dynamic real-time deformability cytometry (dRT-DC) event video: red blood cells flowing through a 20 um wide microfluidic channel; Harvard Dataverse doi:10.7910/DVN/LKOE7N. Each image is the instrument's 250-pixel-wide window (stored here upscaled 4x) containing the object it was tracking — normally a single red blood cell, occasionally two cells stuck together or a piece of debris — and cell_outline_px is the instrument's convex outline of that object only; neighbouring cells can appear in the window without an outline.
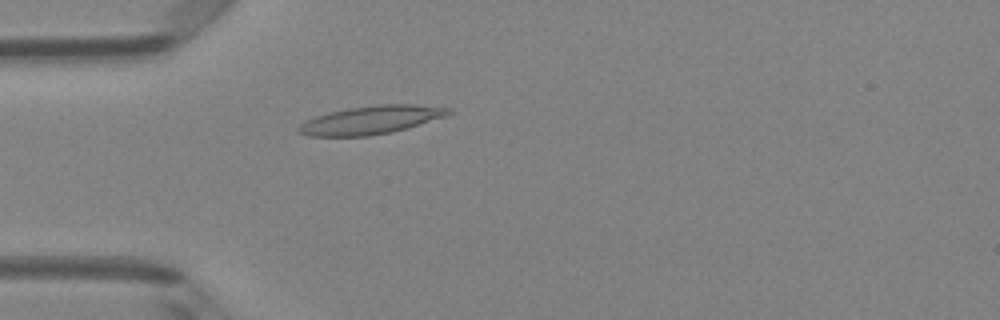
{"species": "Egyptian fruit bat (a non-hibernating species)", "species_latin": "Rousettus aegyptiacus", "temperature_condition": "room temperature", "stored_images_in_passage": 5, "camera_frame_rate_fps": 3000, "um_per_image_px": 0.085, "animal": {"sex": "female"}, "frame": {"image": 1, "passage_image": 5, "time_ms": 4.667, "image_size_px": [1000, 320], "cell_outline_px": [[452, 112], [444, 116], [408, 128], [392, 132], [368, 136], [308, 136], [296, 132], [296, 128], [300, 124], [316, 116], [328, 112], [348, 108], [380, 104], [412, 104], [452, 108]], "centroid_in_image_um": [31.5, 10.2], "position_along_channel_um": 53.5, "area_um2": 24.68}}